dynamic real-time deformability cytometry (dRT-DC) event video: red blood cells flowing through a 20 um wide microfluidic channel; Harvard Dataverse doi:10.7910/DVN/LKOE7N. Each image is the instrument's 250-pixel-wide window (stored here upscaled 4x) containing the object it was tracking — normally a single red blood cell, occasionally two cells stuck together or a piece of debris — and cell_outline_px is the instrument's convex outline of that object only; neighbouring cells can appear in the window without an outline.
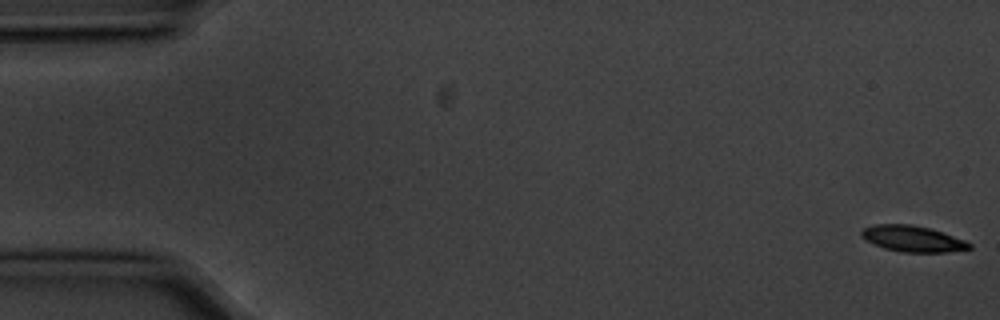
{"species": "common noctule bat (a hibernating species)", "species_latin": "Nyctalus noctula", "temperature_condition": "cold", "stored_images_in_passage": 6, "camera_frame_rate_fps": 3000, "um_per_image_px": 0.085, "animal": {"sex": "male", "body_mass_g": 20.1, "forearm_length_mm": 53.5}, "frame": {"image": 1, "passage_image": 1, "time_ms": 0.0, "image_size_px": [1000, 320], "cell_outline_px": [[972, 248], [948, 252], [904, 252], [884, 248], [864, 240], [860, 236], [860, 232], [864, 228], [876, 224], [912, 224], [928, 228], [964, 240], [972, 244]], "centroid_in_image_um": [77.53, 20.29], "position_along_channel_um": 7.5, "area_um2": 16.24}}
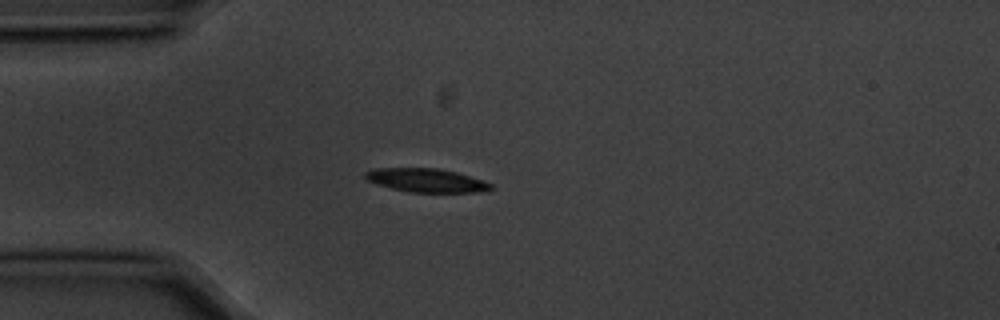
{"frame": {"image": 2, "passage_image": 5, "time_ms": 1.333, "image_size_px": [1000, 320], "cell_outline_px": [[492, 188], [476, 192], [408, 192], [376, 184], [368, 180], [364, 176], [364, 172], [372, 168], [440, 168], [456, 172], [492, 184]], "centroid_in_image_um": [36.16, 15.32], "position_along_channel_um": 48.8, "area_um2": 17.11}}